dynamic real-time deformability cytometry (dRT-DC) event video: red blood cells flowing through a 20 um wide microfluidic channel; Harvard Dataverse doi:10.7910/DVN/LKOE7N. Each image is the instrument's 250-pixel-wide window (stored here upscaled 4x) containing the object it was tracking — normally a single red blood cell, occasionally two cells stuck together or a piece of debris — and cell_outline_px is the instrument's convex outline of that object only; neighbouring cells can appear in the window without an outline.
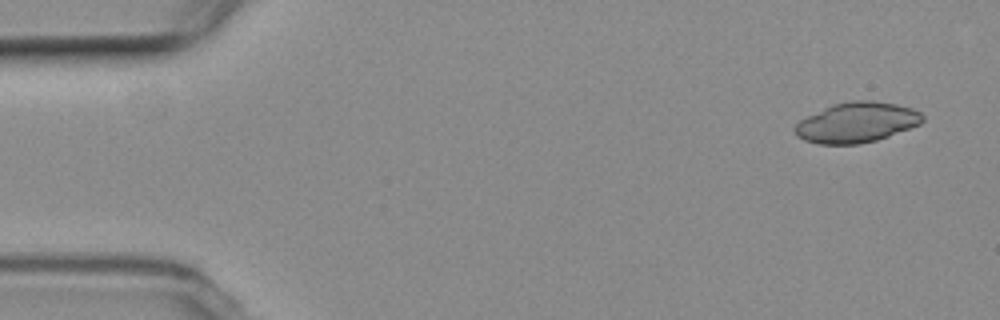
{"species": "common noctule bat (a hibernating species)", "species_latin": "Nyctalus noctula", "temperature_condition": "room temperature", "stored_images_in_passage": 4, "camera_frame_rate_fps": 3000, "um_per_image_px": 0.085, "animal": {"sex": "female", "body_mass_g": 19.3, "forearm_length_mm": 54.1}, "frame": {"image": 1, "passage_image": 1, "time_ms": 0.0, "image_size_px": [1000, 320], "cell_outline_px": [[924, 120], [920, 124], [888, 136], [876, 140], [860, 144], [820, 144], [804, 140], [796, 136], [792, 128], [800, 120], [832, 104], [852, 100], [872, 100], [896, 104], [912, 108], [920, 112], [924, 116]], "centroid_in_image_um": [72.81, 10.4], "position_along_channel_um": 12.2, "area_um2": 29.94}}